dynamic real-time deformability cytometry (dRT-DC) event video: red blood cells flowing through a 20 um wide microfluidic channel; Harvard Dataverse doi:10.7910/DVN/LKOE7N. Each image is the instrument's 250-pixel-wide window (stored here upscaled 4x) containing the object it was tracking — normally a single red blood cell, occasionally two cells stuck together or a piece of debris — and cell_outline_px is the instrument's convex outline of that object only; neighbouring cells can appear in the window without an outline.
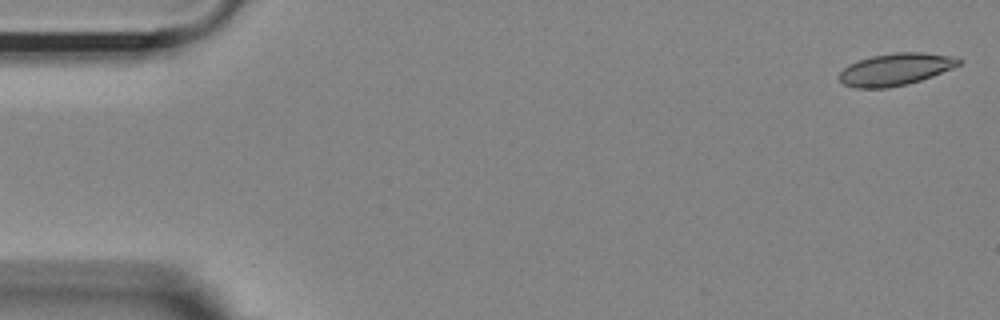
{"species": "Egyptian fruit bat (a non-hibernating species)", "species_latin": "Rousettus aegyptiacus", "temperature_condition": "room temperature", "stored_images_in_passage": 53, "segment_of_instrument_passage": [1, 2], "camera_frame_rate_fps": 3000, "um_per_image_px": 0.085, "animal": {"sex": "female"}, "frame": {"image": 1, "passage_image": 1, "time_ms": 0.0, "image_size_px": [1000, 320], "cell_outline_px": [[964, 60], [960, 64], [952, 68], [932, 76], [908, 84], [888, 88], [856, 88], [844, 84], [836, 76], [848, 64], [872, 56], [892, 52], [924, 52], [956, 56]], "centroid_in_image_um": [76.14, 5.88], "position_along_channel_um": 8.9, "area_um2": 22.6}}
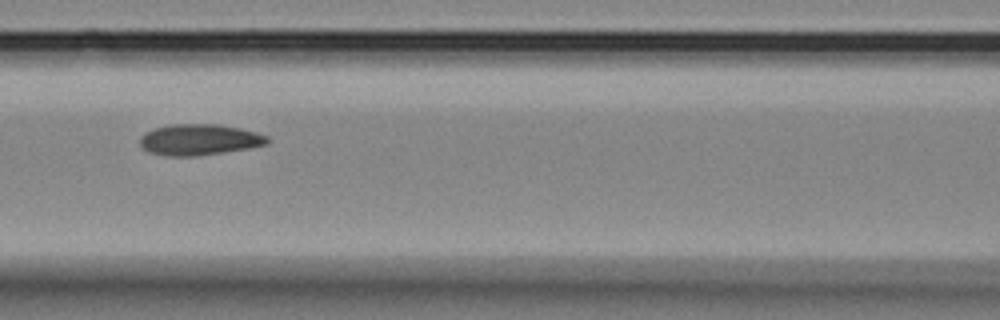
{"frame": {"image": 2, "passage_image": 23, "time_ms": 7.333, "image_size_px": [1000, 320], "cell_outline_px": [[268, 144], [248, 148], [196, 156], [168, 156], [148, 152], [140, 148], [140, 136], [144, 132], [156, 128], [172, 124], [220, 124], [240, 128], [256, 132], [268, 136]], "centroid_in_image_um": [16.91, 11.87], "position_along_channel_um": 149.7, "area_um2": 23.12}}
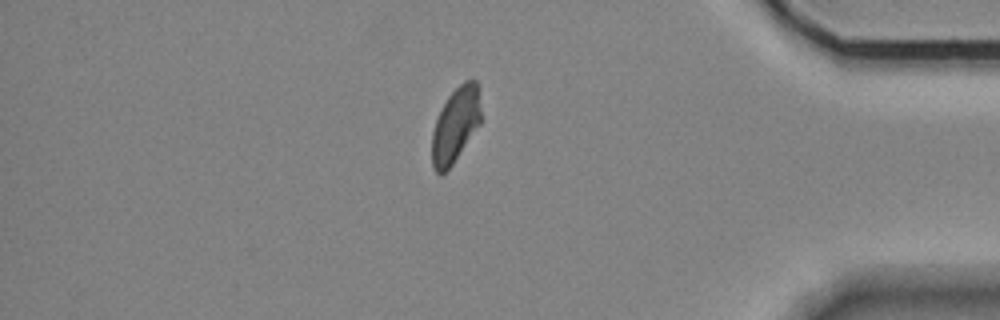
{"frame": {"image": 3, "passage_image": 46, "time_ms": 15.0, "image_size_px": [1000, 320], "cell_outline_px": [[480, 124], [452, 164], [444, 172], [436, 172], [432, 168], [432, 132], [436, 120], [448, 96], [464, 80], [476, 80], [480, 112]], "centroid_in_image_um": [38.7, 10.63], "position_along_channel_um": 396.5, "area_um2": 20.81}}